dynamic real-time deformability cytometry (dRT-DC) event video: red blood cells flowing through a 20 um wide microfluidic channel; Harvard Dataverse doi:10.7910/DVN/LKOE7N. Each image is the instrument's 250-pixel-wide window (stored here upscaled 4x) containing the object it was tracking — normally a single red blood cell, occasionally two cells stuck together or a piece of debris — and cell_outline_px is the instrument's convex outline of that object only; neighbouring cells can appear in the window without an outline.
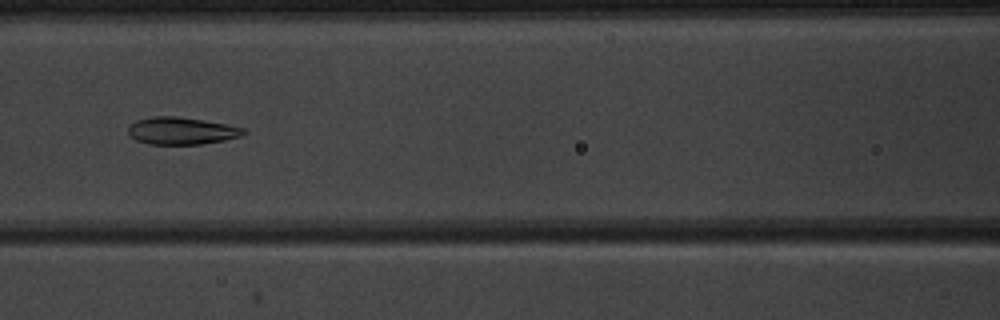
{"species": "common noctule bat (a hibernating species)", "species_latin": "Nyctalus noctula", "temperature_condition": "warm", "stored_images_in_passage": 43, "camera_frame_rate_fps": 3000, "um_per_image_px": 0.085, "animal": {"sex": "male", "body_mass_g": 20.1, "forearm_length_mm": 53.5}, "frame": {"image": 1, "passage_image": 15, "time_ms": 4.667, "image_size_px": [1000, 320], "cell_outline_px": [[248, 132], [244, 136], [224, 140], [200, 144], [148, 144], [136, 140], [128, 136], [128, 128], [136, 120], [152, 116], [176, 116], [224, 124], [244, 128]], "centroid_in_image_um": [15.42, 11.13], "position_along_channel_um": 151.2, "area_um2": 18.32}}
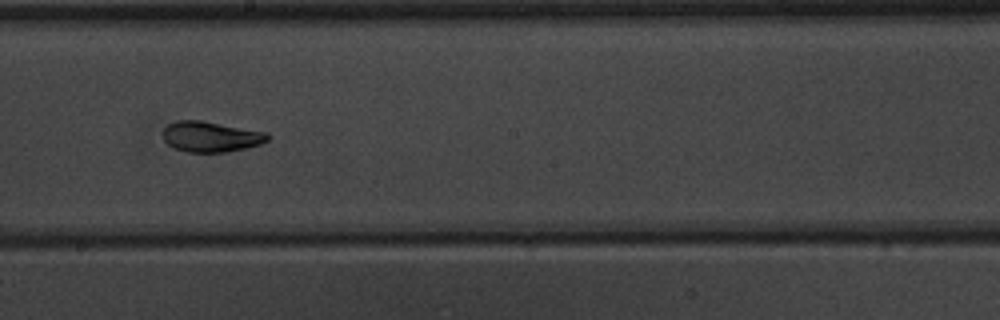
{"frame": {"image": 2, "passage_image": 21, "time_ms": 6.667, "image_size_px": [1000, 320], "cell_outline_px": [[272, 136], [268, 140], [260, 144], [228, 152], [188, 152], [176, 148], [168, 144], [164, 140], [164, 128], [168, 124], [176, 120], [200, 120], [268, 132]], "centroid_in_image_um": [17.95, 11.61], "position_along_channel_um": 230.2, "area_um2": 18.61}}
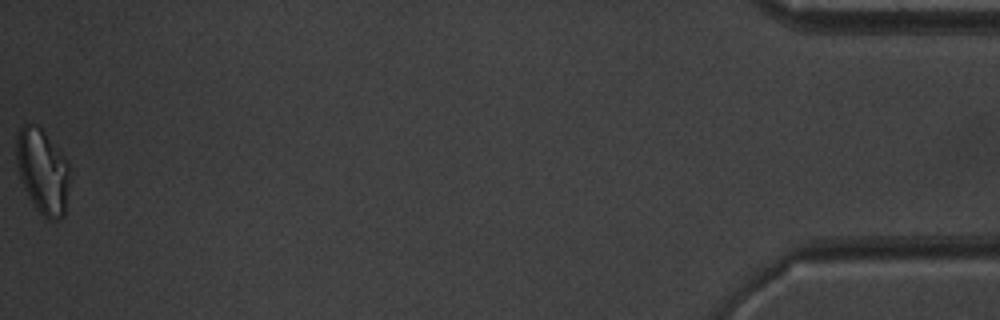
{"frame": {"image": 3, "passage_image": 43, "time_ms": 14.0, "image_size_px": [1000, 320], "cell_outline_px": [[68, 184], [64, 216], [56, 220], [48, 220], [36, 208], [20, 176], [16, 160], [16, 136], [20, 128], [24, 124], [36, 124], [44, 132], [64, 156], [68, 164]], "centroid_in_image_um": [3.61, 14.53], "position_along_channel_um": 431.6, "area_um2": 25.66}, "authors_computed_cell_mechanics": {"area_um2": 19.1318, "velocity_mm_per_s": 3.9628, "shape_relaxation_time_tau1_ms": 3.3613, "shape_relaxation_time_tau2_ms": 1.1386, "deformation_change_tau1": 0.1436, "deformation_change_tau2": 0.0602}}